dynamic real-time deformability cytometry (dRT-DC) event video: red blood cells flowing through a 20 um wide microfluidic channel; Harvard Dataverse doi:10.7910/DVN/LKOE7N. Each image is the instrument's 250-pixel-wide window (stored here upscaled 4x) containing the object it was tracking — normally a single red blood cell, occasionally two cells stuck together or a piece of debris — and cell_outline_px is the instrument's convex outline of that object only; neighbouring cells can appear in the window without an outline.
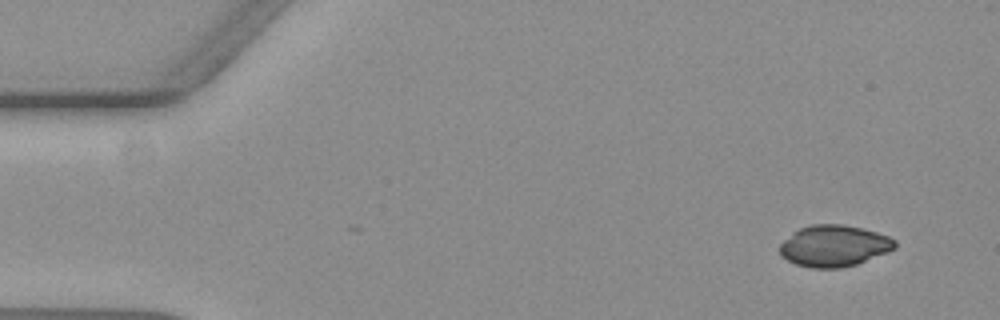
{"species": "common noctule bat (a hibernating species)", "species_latin": "Nyctalus noctula", "temperature_condition": "warm", "stored_images_in_passage": 49, "camera_frame_rate_fps": 3000, "um_per_image_px": 0.085, "animal": {"sex": "female", "body_mass_g": 19.3, "forearm_length_mm": 54.1}, "frame": {"image": 1, "passage_image": 1, "time_ms": 0.0, "image_size_px": [1000, 320], "cell_outline_px": [[896, 248], [888, 252], [856, 264], [840, 268], [812, 268], [796, 264], [780, 256], [780, 244], [784, 240], [800, 228], [812, 224], [840, 224], [860, 228], [876, 232], [888, 236], [896, 240]], "centroid_in_image_um": [70.9, 20.9], "position_along_channel_um": 14.1, "area_um2": 27.63}}
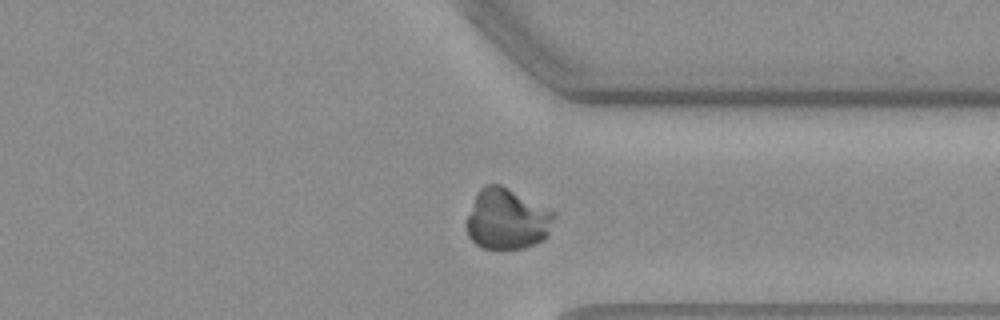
{"frame": {"image": 2, "passage_image": 40, "time_ms": 13.0, "image_size_px": [1000, 320], "cell_outline_px": [[556, 216], [548, 236], [536, 244], [524, 248], [500, 252], [484, 248], [476, 244], [468, 236], [464, 224], [476, 196], [480, 188], [484, 184], [500, 184], [556, 212]], "centroid_in_image_um": [43.1, 18.68], "position_along_channel_um": 368.3, "area_um2": 31.67}}
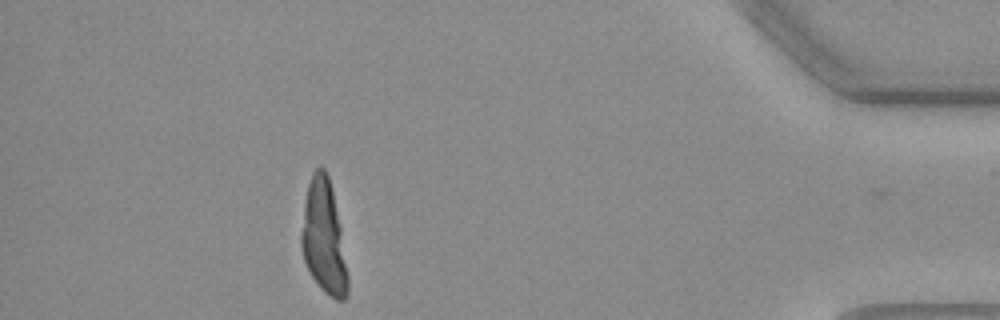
{"frame": {"image": 3, "passage_image": 48, "time_ms": 15.667, "image_size_px": [1000, 320], "cell_outline_px": [[348, 296], [344, 300], [336, 300], [324, 292], [320, 288], [312, 276], [304, 260], [300, 244], [300, 232], [304, 204], [308, 184], [312, 172], [320, 164], [324, 168], [328, 176], [332, 188], [340, 228], [348, 276]], "centroid_in_image_um": [27.5, 20.18], "position_along_channel_um": 407.7, "area_um2": 30.69}}